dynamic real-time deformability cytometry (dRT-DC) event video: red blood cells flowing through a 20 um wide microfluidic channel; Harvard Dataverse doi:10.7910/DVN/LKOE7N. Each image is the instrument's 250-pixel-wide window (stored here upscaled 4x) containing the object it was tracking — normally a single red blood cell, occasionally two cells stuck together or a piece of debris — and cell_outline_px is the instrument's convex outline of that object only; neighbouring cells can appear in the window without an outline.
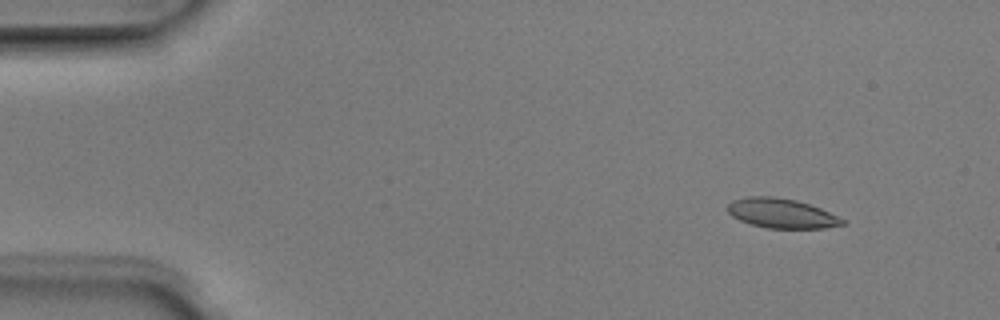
{"species": "Egyptian fruit bat (a non-hibernating species)", "species_latin": "Rousettus aegyptiacus", "temperature_condition": "room temperature", "stored_images_in_passage": 6, "segment_of_instrument_passage": [1, 2], "camera_frame_rate_fps": 3000, "um_per_image_px": 0.085, "animal": {"sex": "male"}, "frame": {"image": 1, "passage_image": 2, "time_ms": 0.333, "image_size_px": [1000, 320], "cell_outline_px": [[844, 224], [824, 228], [768, 228], [748, 224], [732, 216], [728, 212], [728, 204], [732, 200], [748, 196], [772, 196], [796, 200], [820, 208], [844, 220]], "centroid_in_image_um": [66.38, 18.13], "position_along_channel_um": 18.6, "area_um2": 19.65}}